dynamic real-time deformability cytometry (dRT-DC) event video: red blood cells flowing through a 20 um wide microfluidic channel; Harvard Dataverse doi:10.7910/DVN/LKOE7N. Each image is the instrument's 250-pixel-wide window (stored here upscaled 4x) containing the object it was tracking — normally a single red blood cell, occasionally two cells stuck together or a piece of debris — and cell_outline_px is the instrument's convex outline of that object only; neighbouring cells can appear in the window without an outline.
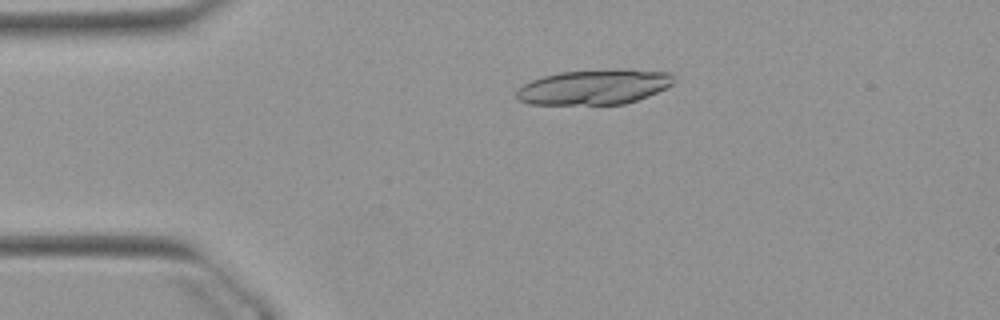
{"species": "Egyptian fruit bat (a non-hibernating species)", "species_latin": "Rousettus aegyptiacus", "temperature_condition": "warm", "stored_images_in_passage": 53, "camera_frame_rate_fps": 3000, "um_per_image_px": 0.085, "animal": {"sex": "female"}, "frame": {"image": 1, "passage_image": 11, "time_ms": 3.333, "image_size_px": [1000, 320], "cell_outline_px": [[676, 80], [672, 84], [648, 96], [624, 104], [528, 104], [516, 100], [516, 92], [524, 84], [532, 80], [544, 76], [560, 72], [672, 72]], "centroid_in_image_um": [50.43, 7.45], "position_along_channel_um": 34.6, "area_um2": 30.69}}